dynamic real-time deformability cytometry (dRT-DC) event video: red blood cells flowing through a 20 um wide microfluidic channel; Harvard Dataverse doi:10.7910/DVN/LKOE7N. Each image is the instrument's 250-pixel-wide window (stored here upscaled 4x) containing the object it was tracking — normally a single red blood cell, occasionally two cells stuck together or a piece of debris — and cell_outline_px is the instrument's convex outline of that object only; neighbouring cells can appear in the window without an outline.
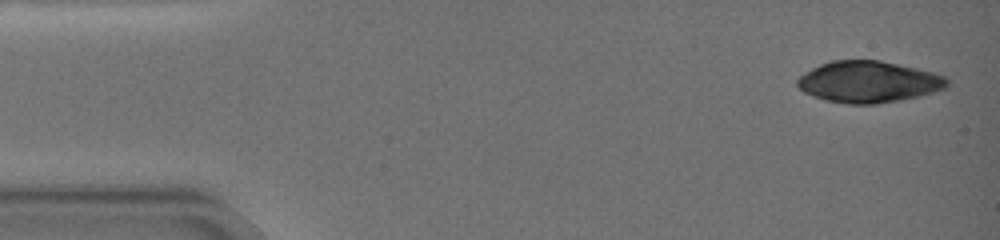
{"species": "common noctule bat (a hibernating species)", "species_latin": "Nyctalus noctula", "temperature_condition": "warm", "stored_images_in_passage": 9, "camera_frame_rate_fps": 3000, "um_per_image_px": 0.085, "animal": {"sex": "female", "body_mass_g": 19.0, "forearm_length_mm": 51.5}, "frame": {"image": 1, "passage_image": 1, "time_ms": 0.0, "image_size_px": [1000, 240], "cell_outline_px": [[948, 88], [920, 96], [900, 100], [876, 104], [848, 104], [824, 100], [812, 96], [804, 92], [796, 84], [796, 80], [804, 72], [820, 64], [832, 60], [880, 60], [916, 68], [932, 72], [944, 76], [948, 80]], "centroid_in_image_um": [73.82, 6.96], "position_along_channel_um": 11.2, "area_um2": 36.36}}